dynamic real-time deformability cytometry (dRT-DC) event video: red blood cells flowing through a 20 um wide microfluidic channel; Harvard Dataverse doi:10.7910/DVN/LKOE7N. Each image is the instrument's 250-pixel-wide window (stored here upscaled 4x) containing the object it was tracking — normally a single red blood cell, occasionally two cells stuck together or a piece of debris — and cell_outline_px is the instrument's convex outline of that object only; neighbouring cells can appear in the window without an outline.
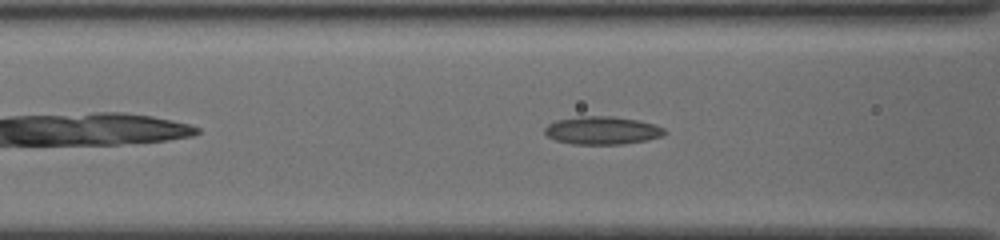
{"species": "common noctule bat (a hibernating species)", "species_latin": "Nyctalus noctula", "temperature_condition": "cold", "stored_images_in_passage": 41, "camera_frame_rate_fps": 3000, "um_per_image_px": 0.085, "animal": {"sex": "female", "body_mass_g": 19.5, "forearm_length_mm": 54.1}, "frame": {"image": 1, "passage_image": 9, "time_ms": 2.667, "image_size_px": [1000, 240], "cell_outline_px": [[668, 132], [660, 136], [648, 140], [620, 144], [572, 144], [556, 140], [548, 136], [544, 132], [544, 128], [548, 124], [556, 120], [580, 116], [612, 116], [636, 120], [652, 124], [664, 128]], "centroid_in_image_um": [51.16, 11.09], "position_along_channel_um": 115.4, "area_um2": 19.42}}
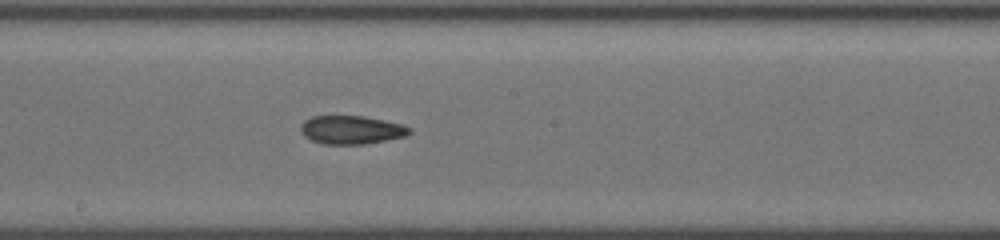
{"frame": {"image": 2, "passage_image": 17, "time_ms": 5.333, "image_size_px": [1000, 240], "cell_outline_px": [[412, 132], [404, 136], [364, 144], [324, 144], [312, 140], [304, 136], [300, 128], [304, 120], [312, 116], [364, 116], [400, 124], [412, 128]], "centroid_in_image_um": [29.85, 11.03], "position_along_channel_um": 218.4, "area_um2": 17.8}}
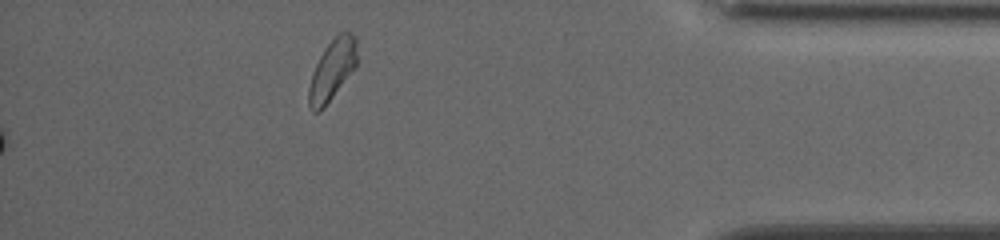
{"frame": {"image": 3, "passage_image": 41, "time_ms": 13.333, "image_size_px": [1000, 240], "cell_outline_px": [[356, 64], [324, 108], [320, 112], [312, 112], [308, 104], [308, 88], [312, 72], [324, 48], [340, 32], [352, 32], [356, 36]], "centroid_in_image_um": [28.2, 5.95], "position_along_channel_um": 407.0, "area_um2": 16.76}, "authors_computed_cell_mechanics": {"area_um2": 18.207, "velocity_mm_per_s": 3.8546, "shape_relaxation_time_tau1_ms": null, "shape_relaxation_time_tau2_ms": 3.885, "deformation_change_tau1": null, "deformation_change_tau2": 0.1192}}